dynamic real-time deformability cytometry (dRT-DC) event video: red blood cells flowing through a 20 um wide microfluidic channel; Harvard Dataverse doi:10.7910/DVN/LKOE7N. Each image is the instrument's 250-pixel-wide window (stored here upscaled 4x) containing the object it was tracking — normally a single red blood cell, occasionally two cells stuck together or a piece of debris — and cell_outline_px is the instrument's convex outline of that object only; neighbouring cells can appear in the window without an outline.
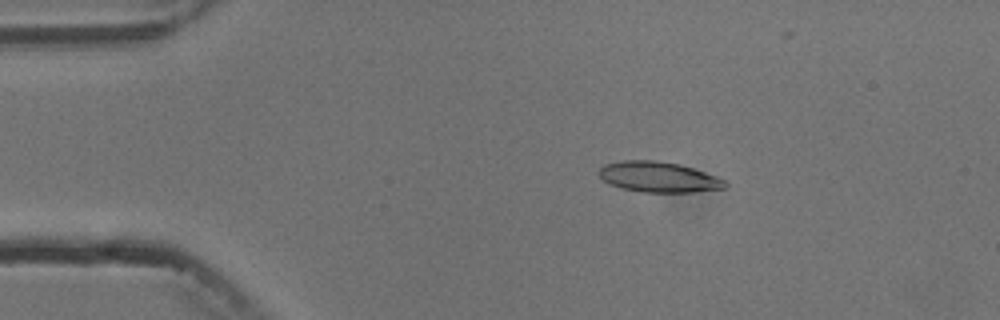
{"species": "common noctule bat (a hibernating species)", "species_latin": "Nyctalus noctula", "temperature_condition": "cold", "stored_images_in_passage": 4, "camera_frame_rate_fps": 3000, "um_per_image_px": 0.085, "animal": {"sex": "male", "body_mass_g": 13.3}, "frame": {"image": 1, "passage_image": 3, "time_ms": 2.667, "image_size_px": [1000, 320], "cell_outline_px": [[728, 184], [724, 188], [692, 192], [644, 192], [620, 188], [608, 184], [596, 172], [604, 164], [624, 160], [656, 160], [680, 164], [716, 176], [724, 180]], "centroid_in_image_um": [55.94, 15.04], "position_along_channel_um": 29.1, "area_um2": 22.43}}